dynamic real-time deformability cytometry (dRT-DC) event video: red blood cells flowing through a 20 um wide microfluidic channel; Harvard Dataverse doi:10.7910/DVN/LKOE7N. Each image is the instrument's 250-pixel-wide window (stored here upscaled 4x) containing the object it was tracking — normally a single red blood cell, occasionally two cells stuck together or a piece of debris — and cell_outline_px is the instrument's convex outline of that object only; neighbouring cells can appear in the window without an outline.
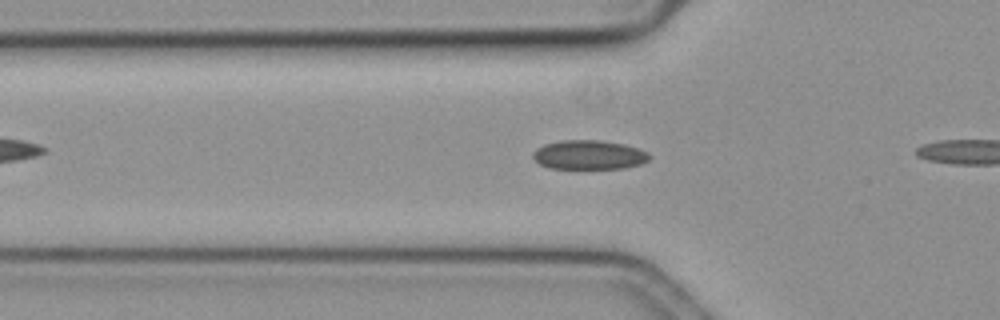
{"species": "common noctule bat (a hibernating species)", "species_latin": "Nyctalus noctula", "temperature_condition": "cold", "stored_images_in_passage": 44, "camera_frame_rate_fps": 3000, "um_per_image_px": 0.085, "animal": {"sex": "female", "body_mass_g": 19.3, "forearm_length_mm": 54.1}, "frame": {"image": 1, "passage_image": 17, "time_ms": 5.333, "image_size_px": [1000, 320], "cell_outline_px": [[652, 156], [648, 160], [640, 164], [624, 168], [548, 168], [540, 164], [532, 156], [532, 152], [536, 148], [544, 144], [560, 140], [600, 140], [624, 144], [648, 152]], "centroid_in_image_um": [50.05, 13.15], "position_along_channel_um": 75.8, "area_um2": 19.83}}
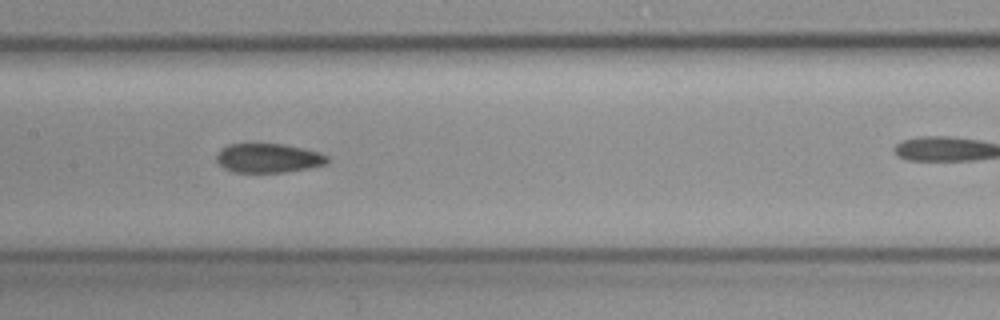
{"frame": {"image": 2, "passage_image": 26, "time_ms": 8.333, "image_size_px": [1000, 320], "cell_outline_px": [[328, 164], [308, 168], [284, 172], [232, 172], [224, 168], [216, 160], [216, 156], [220, 148], [228, 144], [284, 144], [316, 152], [328, 156]], "centroid_in_image_um": [22.77, 13.44], "position_along_channel_um": 184.6, "area_um2": 18.73}}
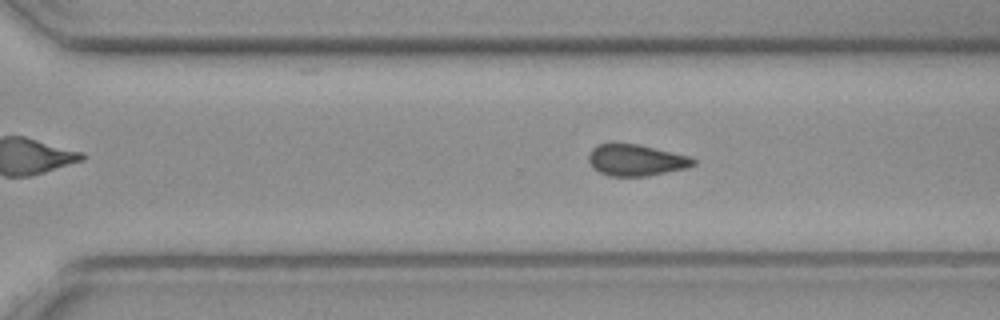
{"frame": {"image": 3, "passage_image": 37, "time_ms": 12.0, "image_size_px": [1000, 320], "cell_outline_px": [[696, 164], [688, 168], [648, 176], [608, 176], [592, 168], [588, 160], [588, 156], [592, 148], [596, 144], [640, 144], [688, 156], [696, 160]], "centroid_in_image_um": [54.06, 13.62], "position_along_channel_um": 316.5, "area_um2": 19.25}}